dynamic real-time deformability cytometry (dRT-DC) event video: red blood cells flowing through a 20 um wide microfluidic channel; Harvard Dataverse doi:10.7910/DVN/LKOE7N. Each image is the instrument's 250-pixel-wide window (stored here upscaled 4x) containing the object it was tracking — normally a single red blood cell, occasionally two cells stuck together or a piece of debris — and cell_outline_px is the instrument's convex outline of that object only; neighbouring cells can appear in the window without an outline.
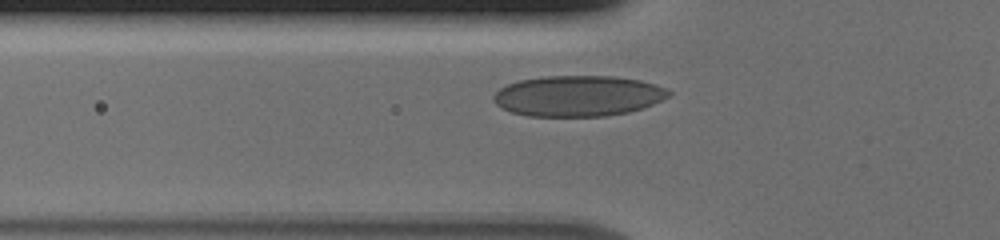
{"species": "human", "species_latin": "Homo sapiens", "temperature_condition": "cold", "stored_images_in_passage": 34, "camera_frame_rate_fps": 3000, "um_per_image_px": 0.085, "donor": {"sex": "male"}, "frame": {"image": 1, "passage_image": 8, "time_ms": 2.333, "image_size_px": [1000, 240], "cell_outline_px": [[672, 92], [668, 96], [652, 104], [628, 112], [604, 116], [528, 116], [512, 112], [496, 104], [492, 100], [492, 96], [500, 88], [508, 84], [520, 80], [544, 76], [612, 76], [640, 80], [664, 88]], "centroid_in_image_um": [49.09, 8.15], "position_along_channel_um": 76.7, "area_um2": 41.27}}
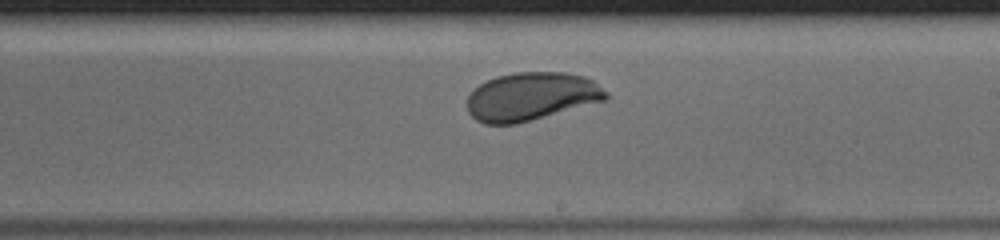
{"frame": {"image": 2, "passage_image": 21, "time_ms": 6.667, "image_size_px": [1000, 240], "cell_outline_px": [[608, 100], [532, 120], [516, 124], [484, 124], [476, 120], [468, 112], [468, 96], [480, 84], [496, 76], [516, 72], [564, 72], [584, 76], [592, 80], [608, 92]], "centroid_in_image_um": [45.19, 8.21], "position_along_channel_um": 243.8, "area_um2": 39.07}}
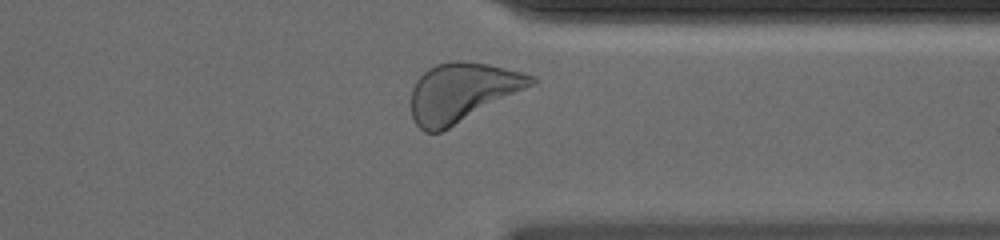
{"frame": {"image": 3, "passage_image": 31, "time_ms": 10.0, "image_size_px": [1000, 240], "cell_outline_px": [[536, 84], [440, 132], [424, 132], [416, 124], [412, 116], [412, 88], [416, 80], [428, 68], [436, 64], [452, 60], [464, 60], [488, 64], [520, 72], [532, 76], [536, 80]], "centroid_in_image_um": [39.26, 7.83], "position_along_channel_um": 372.1, "area_um2": 40.86}}